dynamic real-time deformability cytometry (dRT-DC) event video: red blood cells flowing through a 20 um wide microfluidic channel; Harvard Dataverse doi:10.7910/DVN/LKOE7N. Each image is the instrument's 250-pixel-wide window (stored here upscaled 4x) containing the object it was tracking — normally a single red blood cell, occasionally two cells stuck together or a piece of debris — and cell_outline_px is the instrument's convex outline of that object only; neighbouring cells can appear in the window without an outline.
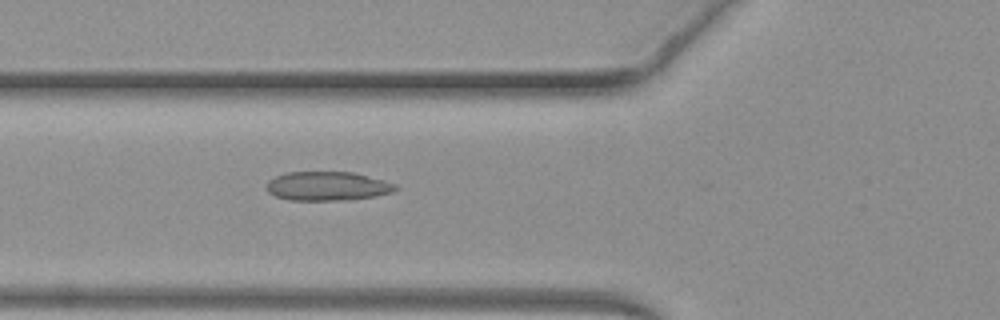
{"species": "common noctule bat (a hibernating species)", "species_latin": "Nyctalus noctula", "temperature_condition": "warm", "stored_images_in_passage": 8, "camera_frame_rate_fps": 3000, "um_per_image_px": 0.085, "animal": {"sex": "female", "body_mass_g": 19.3, "forearm_length_mm": 54.1}, "frame": {"image": 1, "passage_image": 3, "time_ms": 0.667, "image_size_px": [1000, 320], "cell_outline_px": [[400, 188], [392, 192], [376, 196], [348, 200], [288, 200], [276, 196], [268, 192], [264, 188], [268, 180], [284, 172], [352, 172], [384, 180], [396, 184]], "centroid_in_image_um": [27.82, 15.82], "position_along_channel_um": 98.0, "area_um2": 22.02}}
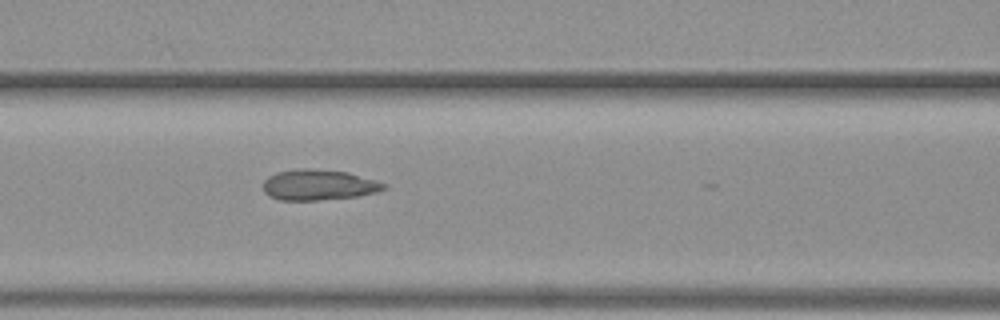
{"frame": {"image": 2, "passage_image": 6, "time_ms": 1.667, "image_size_px": [1000, 320], "cell_outline_px": [[388, 188], [376, 192], [360, 196], [316, 200], [280, 200], [268, 196], [264, 192], [264, 180], [268, 176], [276, 172], [300, 168], [312, 168], [348, 172], [376, 180], [388, 184]], "centroid_in_image_um": [27.1, 15.71], "position_along_channel_um": 139.5, "area_um2": 21.79}}